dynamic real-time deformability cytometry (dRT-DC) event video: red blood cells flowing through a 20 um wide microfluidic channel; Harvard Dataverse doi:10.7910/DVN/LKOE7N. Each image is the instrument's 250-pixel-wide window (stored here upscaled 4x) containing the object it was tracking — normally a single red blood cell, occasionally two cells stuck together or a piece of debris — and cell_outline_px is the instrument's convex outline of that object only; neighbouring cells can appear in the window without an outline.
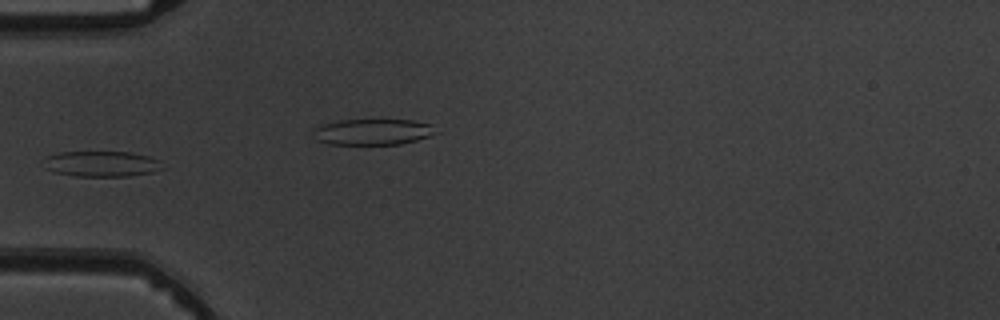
{"species": "common noctule bat (a hibernating species)", "species_latin": "Nyctalus noctula", "temperature_condition": "warm", "stored_images_in_passage": 7, "camera_frame_rate_fps": 3000, "um_per_image_px": 0.085, "animal": {"sex": "male", "body_mass_g": 19.5, "forearm_length_mm": 54.6}, "frame": {"image": 1, "passage_image": 4, "time_ms": 3.667, "image_size_px": [1000, 320], "cell_outline_px": [[164, 168], [152, 172], [128, 176], [76, 176], [56, 172], [44, 168], [48, 156], [60, 152], [128, 152], [148, 156], [160, 160]], "centroid_in_image_um": [8.68, 13.93], "position_along_channel_um": 76.3, "area_um2": 17.51}}
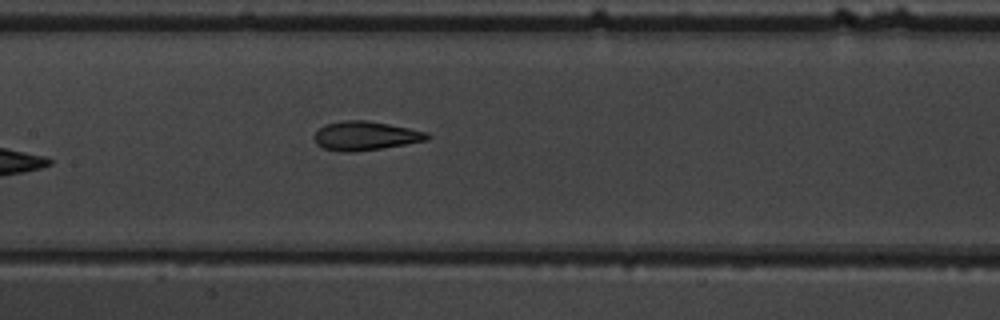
{"frame": {"image": 2, "passage_image": 7, "time_ms": 7.0, "image_size_px": [1000, 320], "cell_outline_px": [[432, 136], [428, 140], [384, 148], [356, 152], [340, 152], [324, 148], [316, 144], [312, 136], [324, 124], [344, 120], [368, 120], [428, 132]], "centroid_in_image_um": [31.05, 11.55], "position_along_channel_um": 176.4, "area_um2": 19.31}}